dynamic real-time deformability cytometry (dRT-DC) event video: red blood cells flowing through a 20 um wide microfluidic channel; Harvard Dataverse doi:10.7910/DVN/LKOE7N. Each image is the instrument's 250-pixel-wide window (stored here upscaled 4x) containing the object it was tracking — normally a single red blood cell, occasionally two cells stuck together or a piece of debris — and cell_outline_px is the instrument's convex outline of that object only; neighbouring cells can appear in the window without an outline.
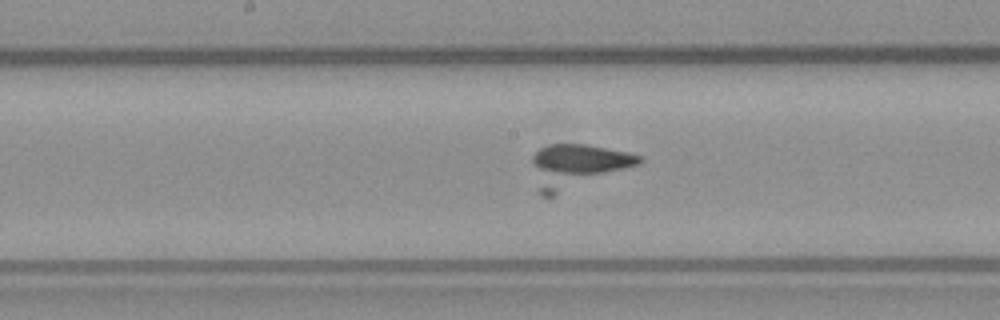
{"species": "common noctule bat (a hibernating species)", "species_latin": "Nyctalus noctula", "temperature_condition": "warm", "stored_images_in_passage": 49, "camera_frame_rate_fps": 3000, "um_per_image_px": 0.085, "animal": {"sex": "male", "body_mass_g": 23.1, "forearm_length_mm": 52.7}, "frame": {"image": 1, "passage_image": 23, "time_ms": 7.333, "image_size_px": [1000, 320], "cell_outline_px": [[644, 160], [640, 164], [552, 196], [540, 196], [532, 164], [532, 156], [540, 148], [548, 144], [588, 144], [628, 152], [644, 156]], "centroid_in_image_um": [49.07, 14.09], "position_along_channel_um": 199.1, "area_um2": 27.11}}
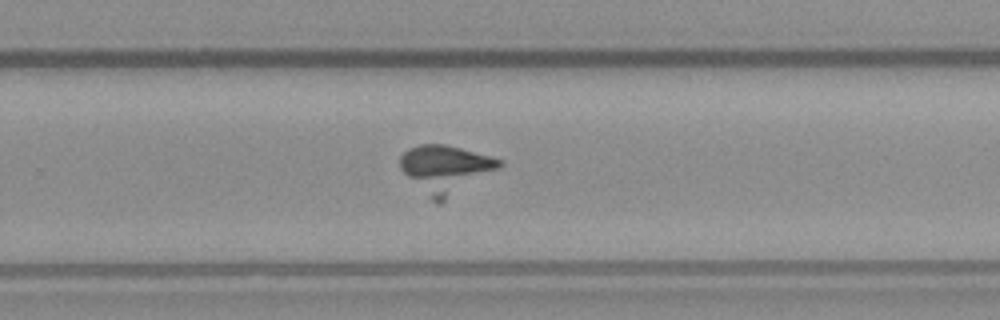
{"frame": {"image": 2, "passage_image": 30, "time_ms": 9.667, "image_size_px": [1000, 320], "cell_outline_px": [[504, 164], [500, 168], [440, 204], [436, 204], [400, 168], [400, 156], [408, 148], [420, 144], [444, 144], [460, 148], [504, 160]], "centroid_in_image_um": [37.9, 14.37], "position_along_channel_um": 291.9, "area_um2": 27.46}}